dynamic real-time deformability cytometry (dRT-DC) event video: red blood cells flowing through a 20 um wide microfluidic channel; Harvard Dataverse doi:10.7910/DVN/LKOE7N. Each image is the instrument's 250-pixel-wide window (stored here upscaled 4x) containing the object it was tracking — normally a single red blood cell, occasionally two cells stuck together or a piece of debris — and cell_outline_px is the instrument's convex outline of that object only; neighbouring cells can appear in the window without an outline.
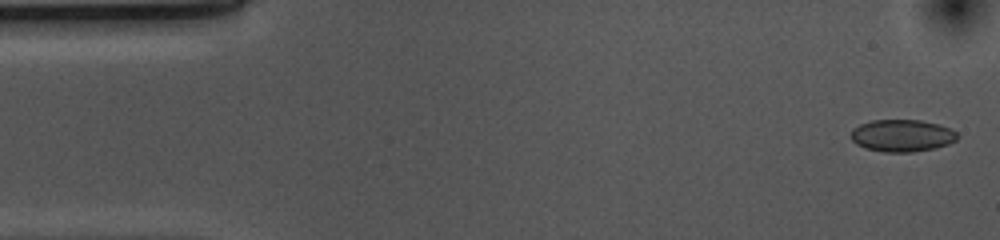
{"species": "common noctule bat (a hibernating species)", "species_latin": "Nyctalus noctula", "temperature_condition": "cold", "stored_images_in_passage": 53, "camera_frame_rate_fps": 3000, "um_per_image_px": 0.085, "animal": {"sex": "female", "body_mass_g": 10.0, "forearm_length_mm": 53.1}, "frame": {"image": 1, "passage_image": 2, "time_ms": 0.333, "image_size_px": [1000, 240], "cell_outline_px": [[960, 136], [956, 140], [948, 144], [936, 148], [912, 152], [884, 152], [864, 148], [856, 144], [852, 140], [852, 128], [860, 124], [872, 120], [920, 120], [940, 124], [956, 132]], "centroid_in_image_um": [76.68, 11.53], "position_along_channel_um": 8.3, "area_um2": 20.06}}
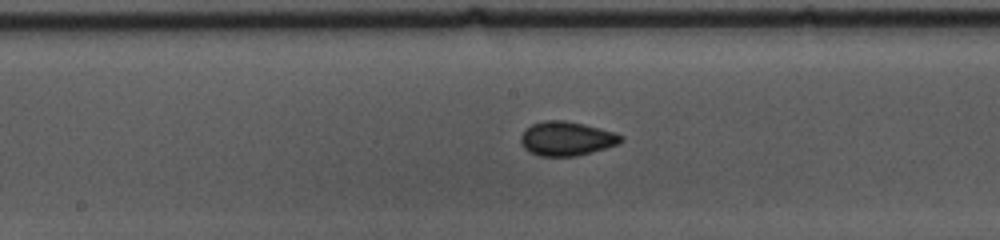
{"frame": {"image": 2, "passage_image": 26, "time_ms": 8.333, "image_size_px": [1000, 240], "cell_outline_px": [[624, 140], [620, 144], [576, 156], [540, 156], [528, 152], [520, 144], [520, 136], [532, 124], [544, 120], [564, 120], [584, 124], [616, 132], [624, 136]], "centroid_in_image_um": [48.18, 11.78], "position_along_channel_um": 200.0, "area_um2": 20.11}}
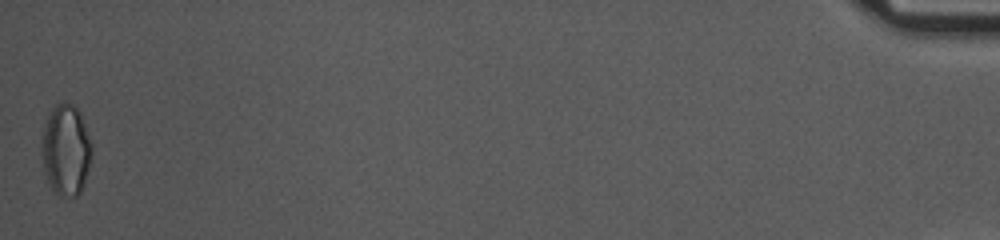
{"frame": {"image": 3, "passage_image": 53, "time_ms": 17.333, "image_size_px": [1000, 240], "cell_outline_px": [[92, 152], [84, 184], [80, 192], [76, 196], [60, 196], [52, 188], [44, 172], [44, 128], [48, 116], [52, 108], [56, 104], [64, 100], [72, 104], [80, 112], [92, 144]], "centroid_in_image_um": [5.64, 12.72], "position_along_channel_um": 429.6, "area_um2": 25.95}, "authors_computed_cell_mechanics": {"area_um2": 19.4786, "velocity_mm_per_s": 3.701, "shape_relaxation_time_tau1_ms": null, "shape_relaxation_time_tau2_ms": 2.4541, "deformation_change_tau1": null, "deformation_change_tau2": 0.054}}